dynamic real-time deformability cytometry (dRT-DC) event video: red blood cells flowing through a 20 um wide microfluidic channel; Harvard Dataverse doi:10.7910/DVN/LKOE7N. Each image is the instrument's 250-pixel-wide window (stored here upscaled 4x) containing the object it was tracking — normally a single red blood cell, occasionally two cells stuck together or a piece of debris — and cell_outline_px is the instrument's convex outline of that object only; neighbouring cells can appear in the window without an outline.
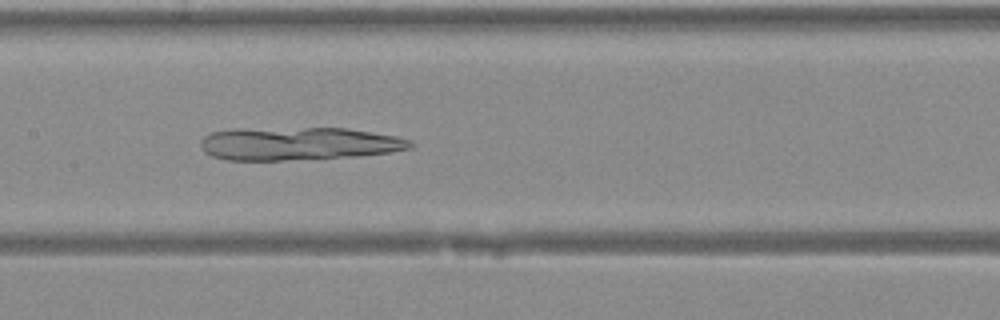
{"species": "Egyptian fruit bat (a non-hibernating species)", "species_latin": "Rousettus aegyptiacus", "temperature_condition": "warm", "stored_images_in_passage": 36, "camera_frame_rate_fps": 3000, "um_per_image_px": 0.085, "animal": {"sex": "female"}, "frame": {"image": 1, "passage_image": 15, "time_ms": 4.667, "image_size_px": [1000, 320], "cell_outline_px": [[416, 144], [412, 148], [388, 152], [356, 156], [284, 160], [228, 160], [212, 156], [204, 152], [200, 144], [200, 140], [204, 136], [212, 132], [236, 128], [348, 128], [396, 136], [408, 140]], "centroid_in_image_um": [25.34, 12.2], "position_along_channel_um": 182.1, "area_um2": 40.4}}
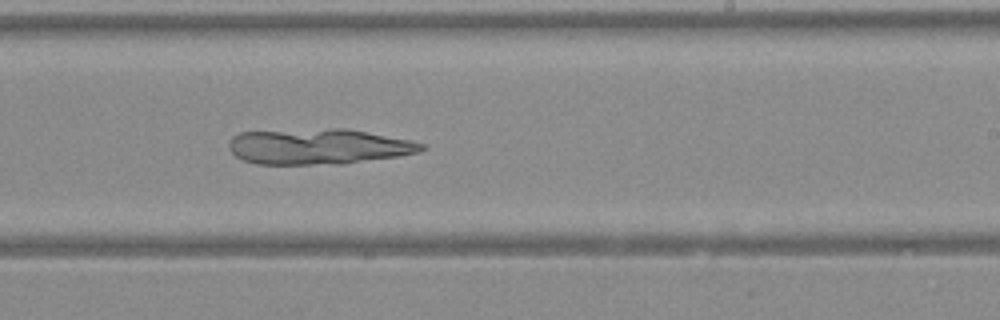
{"frame": {"image": 2, "passage_image": 20, "time_ms": 6.333, "image_size_px": [1000, 320], "cell_outline_px": [[428, 148], [420, 152], [396, 156], [344, 164], [256, 164], [244, 160], [236, 156], [228, 148], [228, 140], [232, 136], [240, 132], [336, 128], [344, 128], [412, 140], [424, 144]], "centroid_in_image_um": [27.06, 12.45], "position_along_channel_um": 261.9, "area_um2": 40.06}}
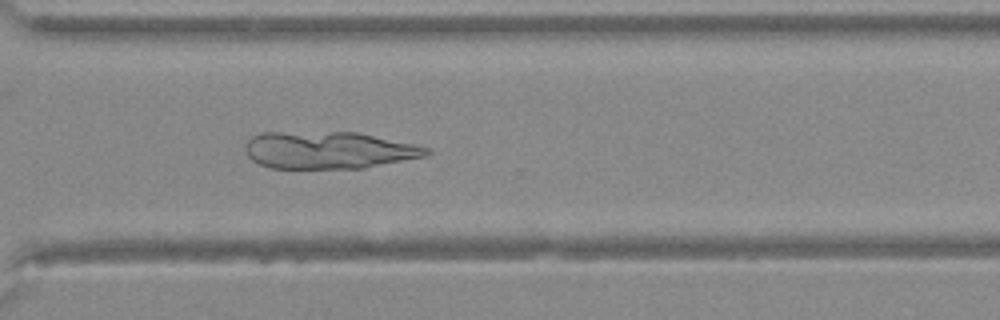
{"frame": {"image": 3, "passage_image": 25, "time_ms": 8.0, "image_size_px": [1000, 320], "cell_outline_px": [[432, 152], [424, 156], [364, 168], [268, 168], [252, 160], [248, 156], [244, 148], [248, 140], [252, 136], [260, 132], [356, 132], [432, 148]], "centroid_in_image_um": [27.9, 12.76], "position_along_channel_um": 342.7, "area_um2": 39.25}}